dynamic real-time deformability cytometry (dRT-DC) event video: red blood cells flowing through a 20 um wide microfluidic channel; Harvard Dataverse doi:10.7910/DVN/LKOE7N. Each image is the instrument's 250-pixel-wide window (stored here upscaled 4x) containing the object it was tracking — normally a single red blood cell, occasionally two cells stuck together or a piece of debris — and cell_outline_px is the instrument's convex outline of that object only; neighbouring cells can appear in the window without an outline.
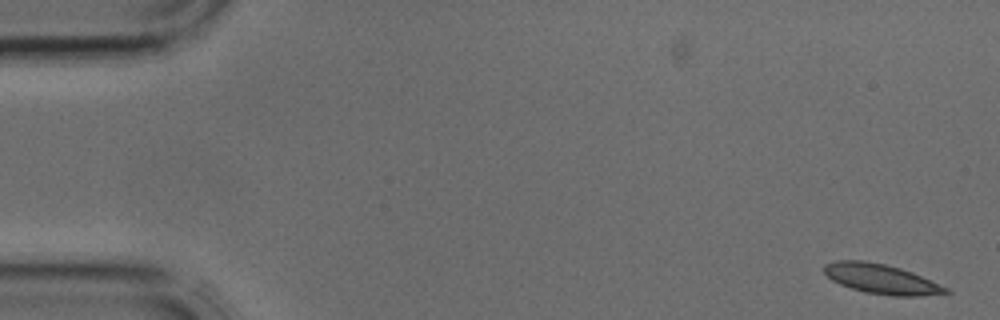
{"species": "common noctule bat (a hibernating species)", "species_latin": "Nyctalus noctula", "temperature_condition": "cold", "stored_images_in_passage": 4, "camera_frame_rate_fps": 3000, "um_per_image_px": 0.085, "animal": {"sex": "male", "body_mass_g": 17.9, "forearm_length_mm": 54.2}, "frame": {"image": 1, "passage_image": 1, "time_ms": 0.0, "image_size_px": [1000, 320], "cell_outline_px": [[952, 292], [920, 296], [892, 296], [864, 292], [840, 284], [832, 280], [824, 272], [824, 264], [836, 260], [864, 260], [884, 264], [900, 268], [912, 272], [948, 288]], "centroid_in_image_um": [74.89, 23.71], "position_along_channel_um": 10.1, "area_um2": 20.98}}
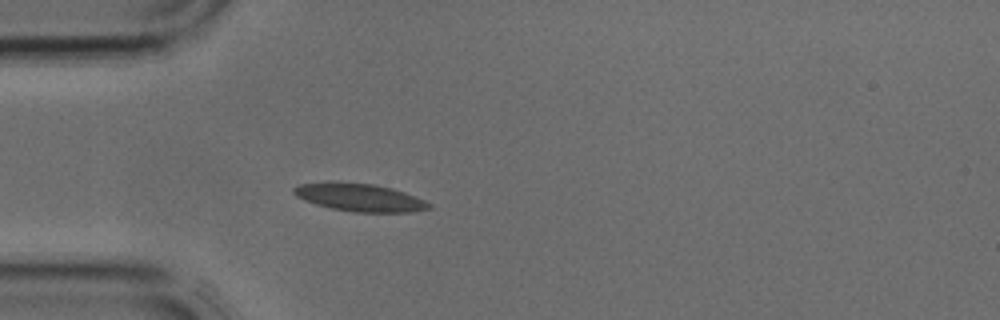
{"frame": {"image": 2, "passage_image": 4, "time_ms": 1.0, "image_size_px": [1000, 320], "cell_outline_px": [[432, 208], [408, 212], [352, 212], [332, 208], [316, 204], [304, 200], [296, 196], [292, 192], [292, 188], [300, 184], [332, 180], [336, 180], [372, 184], [392, 188], [416, 196], [432, 204]], "centroid_in_image_um": [30.53, 16.76], "position_along_channel_um": 54.5, "area_um2": 22.25}}